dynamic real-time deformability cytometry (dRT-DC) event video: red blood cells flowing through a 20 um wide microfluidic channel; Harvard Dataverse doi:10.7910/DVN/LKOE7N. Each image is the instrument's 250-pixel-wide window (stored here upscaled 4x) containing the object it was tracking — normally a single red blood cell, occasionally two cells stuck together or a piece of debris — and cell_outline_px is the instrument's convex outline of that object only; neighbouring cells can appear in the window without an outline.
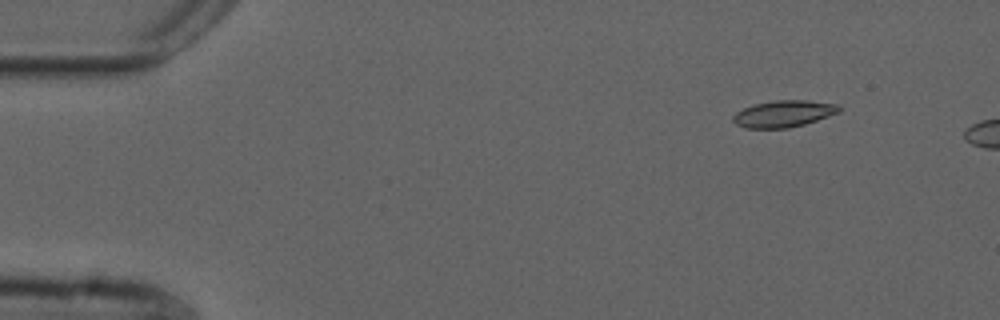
{"species": "common noctule bat (a hibernating species)", "species_latin": "Nyctalus noctula", "temperature_condition": "cold", "stored_images_in_passage": 5, "camera_frame_rate_fps": 3000, "um_per_image_px": 0.085, "animal": {"sex": "male", "forearm_length_mm": 52.5}, "frame": {"image": 1, "passage_image": 1, "time_ms": 0.0, "image_size_px": [1000, 320], "cell_outline_px": [[840, 112], [804, 124], [788, 128], [744, 128], [736, 124], [732, 120], [732, 116], [736, 112], [752, 104], [776, 100], [808, 100], [840, 104]], "centroid_in_image_um": [66.6, 9.66], "position_along_channel_um": 18.4, "area_um2": 16.59}}